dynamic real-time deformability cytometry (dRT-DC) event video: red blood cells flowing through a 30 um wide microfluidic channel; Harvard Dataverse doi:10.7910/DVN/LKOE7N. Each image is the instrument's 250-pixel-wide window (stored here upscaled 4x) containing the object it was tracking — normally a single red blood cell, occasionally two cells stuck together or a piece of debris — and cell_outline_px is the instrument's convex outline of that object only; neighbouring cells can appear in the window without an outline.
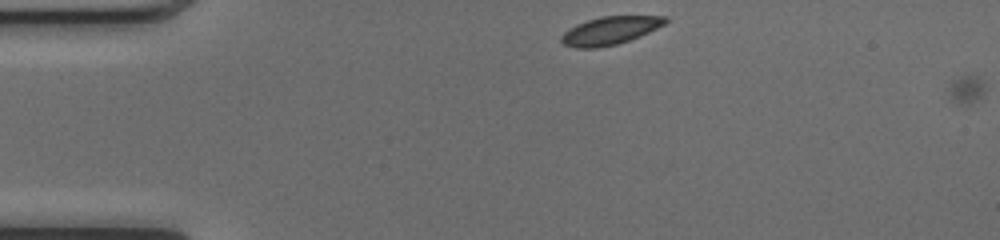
{"species": "common noctule bat (a hibernating species)", "species_latin": "Nyctalus noctula", "temperature_condition": "cold", "stored_images_in_passage": 2, "camera_frame_rate_fps": 3000, "um_per_image_px": 0.085, "animal": {"sex": "female", "body_mass_g": 17.0, "forearm_length_mm": 48.0}, "frame": {"image": 1, "passage_image": 1, "time_ms": 0.0, "image_size_px": [1000, 240], "cell_outline_px": [[668, 20], [664, 24], [640, 36], [616, 44], [596, 48], [576, 48], [564, 44], [560, 40], [560, 36], [568, 28], [576, 24], [600, 16], [668, 16]], "centroid_in_image_um": [51.82, 2.59], "position_along_channel_um": 33.2, "area_um2": 16.88}}